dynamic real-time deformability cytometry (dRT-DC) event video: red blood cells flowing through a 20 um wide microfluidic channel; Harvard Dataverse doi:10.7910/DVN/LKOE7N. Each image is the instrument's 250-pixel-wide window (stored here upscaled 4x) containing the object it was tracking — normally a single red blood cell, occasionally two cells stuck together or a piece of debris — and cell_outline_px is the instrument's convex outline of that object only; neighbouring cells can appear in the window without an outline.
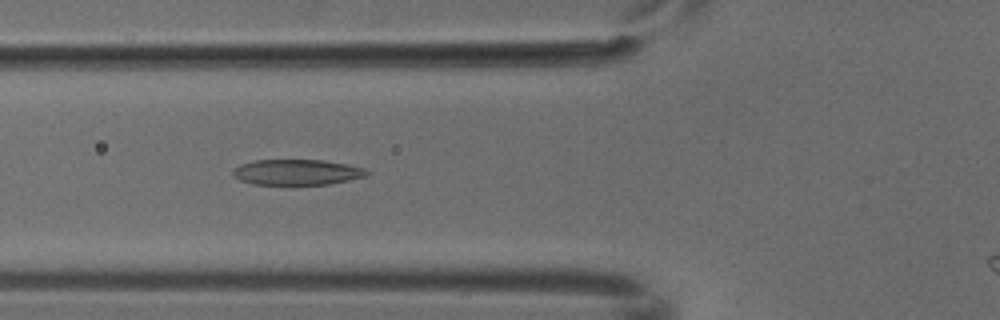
{"species": "common noctule bat (a hibernating species)", "species_latin": "Nyctalus noctula", "temperature_condition": "cold", "stored_images_in_passage": 6, "camera_frame_rate_fps": 3000, "um_per_image_px": 0.085, "animal": {"sex": "male", "body_mass_g": 18.8}, "frame": {"image": 1, "passage_image": 4, "time_ms": 1.0, "image_size_px": [1000, 320], "cell_outline_px": [[368, 176], [328, 184], [292, 188], [252, 184], [240, 180], [232, 176], [232, 172], [240, 164], [256, 160], [324, 160], [348, 164], [364, 168], [368, 172]], "centroid_in_image_um": [25.21, 14.69], "position_along_channel_um": 100.6, "area_um2": 20.98}}
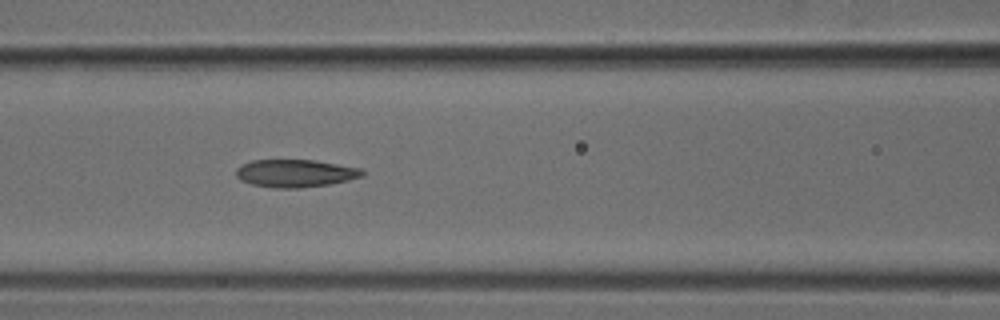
{"frame": {"image": 2, "passage_image": 5, "time_ms": 1.333, "image_size_px": [1000, 320], "cell_outline_px": [[364, 176], [348, 180], [328, 184], [300, 188], [276, 188], [252, 184], [240, 180], [236, 176], [236, 168], [240, 164], [252, 160], [316, 160], [360, 168], [364, 172]], "centroid_in_image_um": [25.08, 14.72], "position_along_channel_um": 141.5, "area_um2": 20.4}}
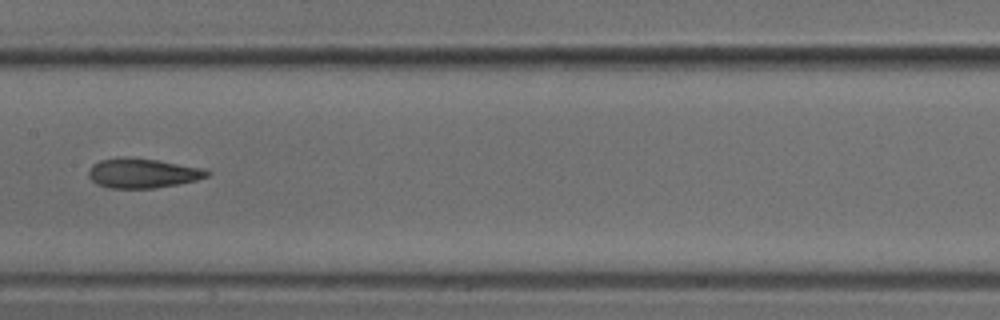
{"frame": {"image": 3, "passage_image": 6, "time_ms": 1.667, "image_size_px": [1000, 320], "cell_outline_px": [[212, 172], [208, 176], [196, 180], [176, 184], [152, 188], [108, 188], [96, 184], [88, 176], [88, 168], [92, 164], [100, 160], [124, 156], [156, 160], [204, 168]], "centroid_in_image_um": [12.08, 14.71], "position_along_channel_um": 195.3, "area_um2": 20.52}}